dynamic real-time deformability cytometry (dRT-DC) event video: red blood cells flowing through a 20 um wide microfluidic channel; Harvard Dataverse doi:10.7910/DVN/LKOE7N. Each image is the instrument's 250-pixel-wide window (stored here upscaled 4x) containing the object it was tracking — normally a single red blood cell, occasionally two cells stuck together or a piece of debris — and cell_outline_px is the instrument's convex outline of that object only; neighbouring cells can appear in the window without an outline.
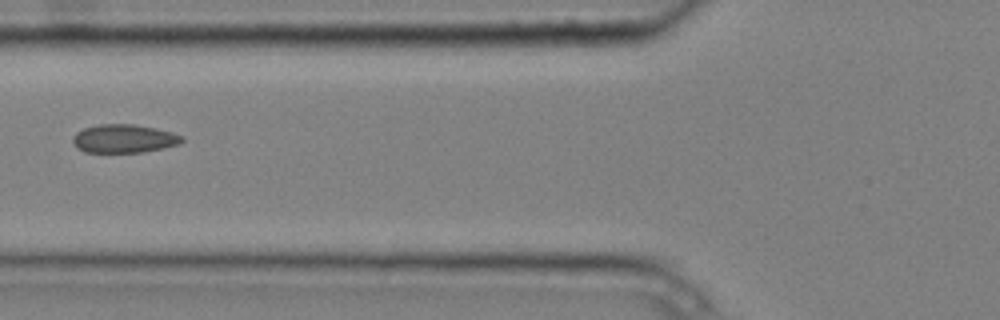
{"species": "common noctule bat (a hibernating species)", "species_latin": "Nyctalus noctula", "temperature_condition": "cold", "stored_images_in_passage": 6, "camera_frame_rate_fps": 3000, "um_per_image_px": 0.085, "animal": {"sex": "male", "body_mass_g": 20.4}, "frame": {"image": 1, "passage_image": 6, "time_ms": 1.667, "image_size_px": [1000, 320], "cell_outline_px": [[184, 140], [180, 144], [164, 148], [144, 152], [84, 152], [76, 148], [72, 144], [72, 136], [76, 132], [84, 128], [100, 124], [132, 124], [156, 128], [172, 132], [184, 136]], "centroid_in_image_um": [10.53, 11.78], "position_along_channel_um": 115.3, "area_um2": 18.32}}